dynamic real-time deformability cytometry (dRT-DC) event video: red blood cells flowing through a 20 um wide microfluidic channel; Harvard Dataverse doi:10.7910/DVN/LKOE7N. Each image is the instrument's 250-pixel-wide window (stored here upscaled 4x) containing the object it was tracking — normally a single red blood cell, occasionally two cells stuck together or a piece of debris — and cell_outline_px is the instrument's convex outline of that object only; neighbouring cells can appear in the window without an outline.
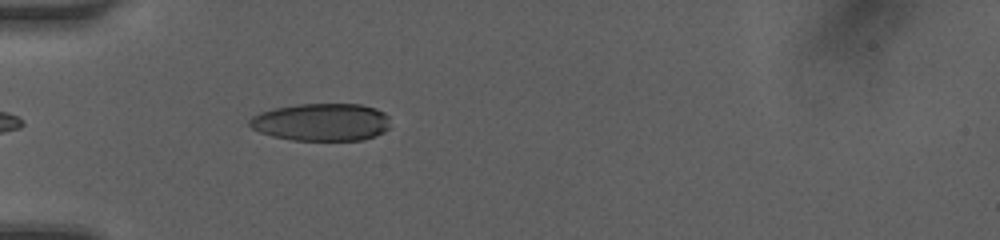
{"species": "human", "species_latin": "Homo sapiens", "temperature_condition": "room temperature", "stored_images_in_passage": 34, "camera_frame_rate_fps": 3000, "um_per_image_px": 0.085, "donor": {"sex": "female"}, "frame": {"image": 1, "passage_image": 1, "time_ms": 0.0, "image_size_px": [1000, 240], "cell_outline_px": [[388, 128], [384, 132], [376, 136], [364, 140], [292, 140], [272, 136], [260, 132], [252, 128], [248, 124], [248, 120], [252, 116], [260, 112], [276, 108], [296, 104], [360, 104], [376, 108], [384, 112], [388, 116]], "centroid_in_image_um": [27.32, 10.38], "position_along_channel_um": 57.7, "area_um2": 30.98}}
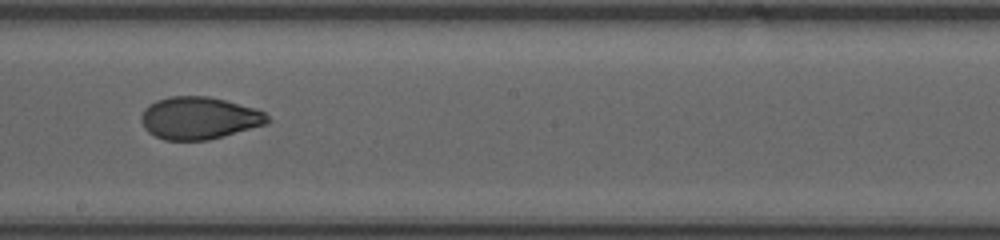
{"frame": {"image": 2, "passage_image": 14, "time_ms": 4.333, "image_size_px": [1000, 240], "cell_outline_px": [[272, 120], [268, 124], [208, 140], [164, 140], [148, 132], [144, 128], [140, 120], [140, 116], [144, 108], [156, 100], [172, 96], [208, 96], [256, 108], [264, 112]], "centroid_in_image_um": [16.93, 10.04], "position_along_channel_um": 231.3, "area_um2": 31.33}}
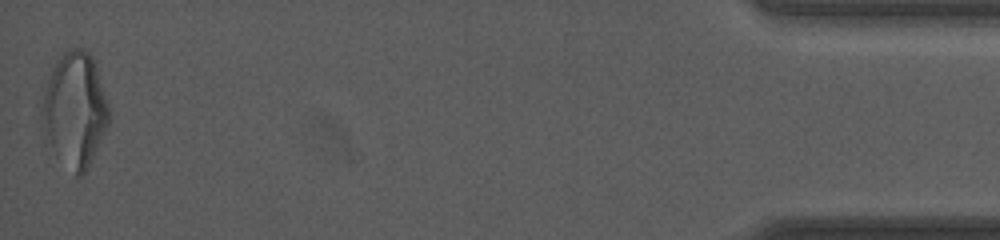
{"frame": {"image": 3, "passage_image": 34, "time_ms": 11.0, "image_size_px": [1000, 240], "cell_outline_px": [[108, 124], [84, 172], [80, 176], [76, 176], [44, 144], [40, 116], [40, 108], [44, 92], [48, 80], [56, 60], [60, 52], [72, 48], [80, 48], [88, 52], [92, 56], [108, 104]], "centroid_in_image_um": [6.28, 9.33], "position_along_channel_um": 428.9, "area_um2": 44.68}, "authors_computed_cell_mechanics": {"area_um2": 32.1946, "velocity_mm_per_s": 4.2276, "shape_relaxation_time_tau1_ms": 6.1706, "shape_relaxation_time_tau2_ms": 1.2077, "deformation_change_tau1": 0.192, "deformation_change_tau2": 0.0633}}